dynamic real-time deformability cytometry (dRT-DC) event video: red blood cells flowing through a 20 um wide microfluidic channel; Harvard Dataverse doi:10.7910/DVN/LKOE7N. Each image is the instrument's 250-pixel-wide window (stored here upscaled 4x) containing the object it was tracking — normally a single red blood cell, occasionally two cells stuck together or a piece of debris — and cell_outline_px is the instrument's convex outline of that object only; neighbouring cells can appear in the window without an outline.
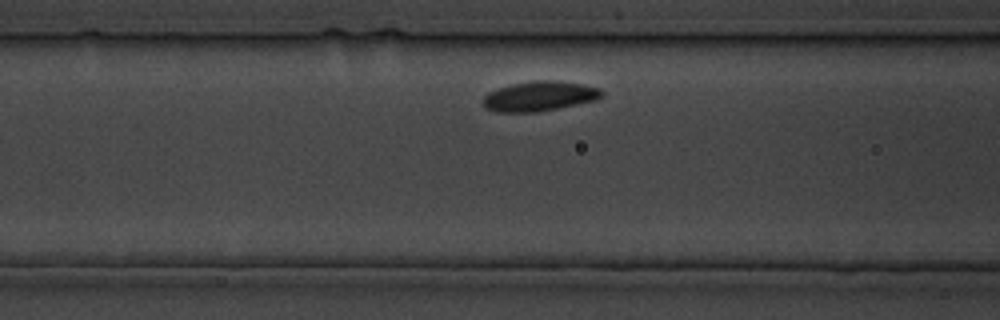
{"species": "common noctule bat (a hibernating species)", "species_latin": "Nyctalus noctula", "temperature_condition": "cold", "stored_images_in_passage": 8, "camera_frame_rate_fps": 3000, "um_per_image_px": 0.085, "animal": {"sex": "male", "body_mass_g": 19.5, "forearm_length_mm": 54.6}, "frame": {"image": 1, "passage_image": 5, "time_ms": 5.667, "image_size_px": [1000, 320], "cell_outline_px": [[604, 96], [596, 100], [536, 112], [496, 112], [488, 108], [480, 100], [488, 92], [512, 84], [532, 80], [552, 80], [580, 84], [600, 88], [604, 92]], "centroid_in_image_um": [45.85, 8.17], "position_along_channel_um": 120.7, "area_um2": 20.52}}